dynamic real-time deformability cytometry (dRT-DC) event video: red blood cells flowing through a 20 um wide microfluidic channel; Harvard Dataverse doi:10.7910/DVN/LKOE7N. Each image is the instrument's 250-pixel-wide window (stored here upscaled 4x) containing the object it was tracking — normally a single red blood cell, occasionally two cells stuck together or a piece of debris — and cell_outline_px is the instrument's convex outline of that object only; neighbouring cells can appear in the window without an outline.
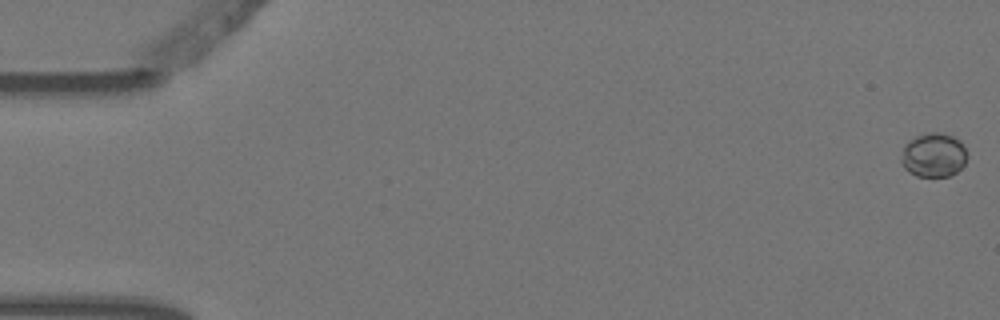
{"species": "Egyptian fruit bat (a non-hibernating species)", "species_latin": "Rousettus aegyptiacus", "temperature_condition": "warm", "stored_images_in_passage": 6, "camera_frame_rate_fps": 3000, "um_per_image_px": 0.085, "animal": {"sex": "female"}, "frame": {"image": 1, "passage_image": 1, "time_ms": 0.0, "image_size_px": [1000, 320], "cell_outline_px": [[968, 156], [964, 164], [956, 172], [948, 176], [916, 176], [908, 172], [904, 168], [900, 160], [900, 156], [908, 140], [916, 136], [928, 132], [944, 132], [960, 140], [964, 144], [968, 152]], "centroid_in_image_um": [79.37, 13.16], "position_along_channel_um": 5.6, "area_um2": 17.28}}
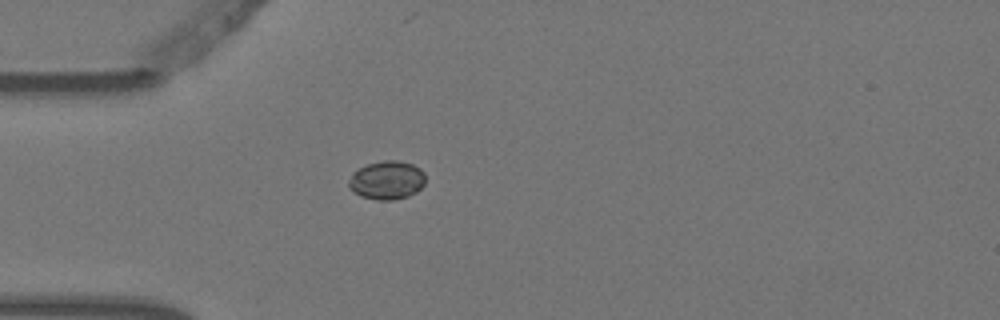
{"frame": {"image": 2, "passage_image": 5, "time_ms": 1.333, "image_size_px": [1000, 320], "cell_outline_px": [[424, 184], [416, 192], [408, 196], [392, 200], [376, 200], [360, 196], [348, 188], [348, 180], [352, 172], [368, 164], [384, 160], [400, 160], [412, 164], [420, 168], [424, 172]], "centroid_in_image_um": [32.86, 15.31], "position_along_channel_um": 52.1, "area_um2": 17.34}}